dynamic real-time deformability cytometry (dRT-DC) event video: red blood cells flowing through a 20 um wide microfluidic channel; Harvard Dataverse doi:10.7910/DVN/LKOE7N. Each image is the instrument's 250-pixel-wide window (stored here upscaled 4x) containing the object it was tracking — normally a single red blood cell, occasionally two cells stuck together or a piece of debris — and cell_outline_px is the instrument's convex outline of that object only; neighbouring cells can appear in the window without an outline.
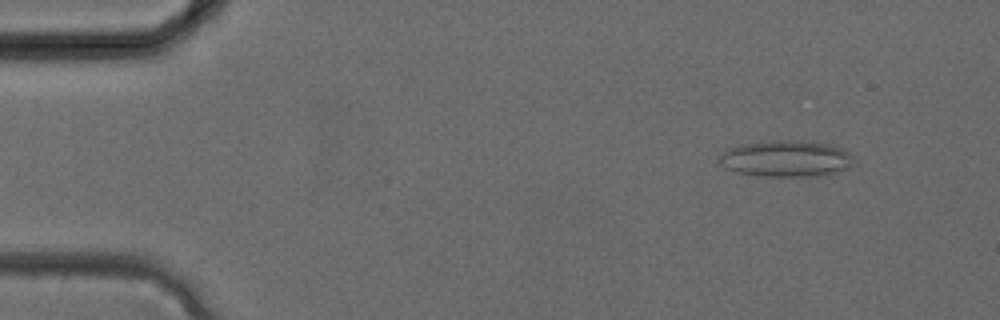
{"species": "common noctule bat (a hibernating species)", "species_latin": "Nyctalus noctula", "temperature_condition": "cold", "stored_images_in_passage": 33, "camera_frame_rate_fps": 3000, "um_per_image_px": 0.085, "animal": {"sex": "female", "body_mass_g": 24.6, "forearm_length_mm": 56.2}, "frame": {"image": 1, "passage_image": 4, "time_ms": 1.0, "image_size_px": [1000, 320], "cell_outline_px": [[852, 156], [848, 168], [820, 176], [760, 176], [736, 172], [724, 168], [716, 160], [728, 148], [740, 144], [772, 140], [792, 140], [828, 144], [840, 148], [848, 152]], "centroid_in_image_um": [66.73, 13.48], "position_along_channel_um": 18.3, "area_um2": 28.38}}
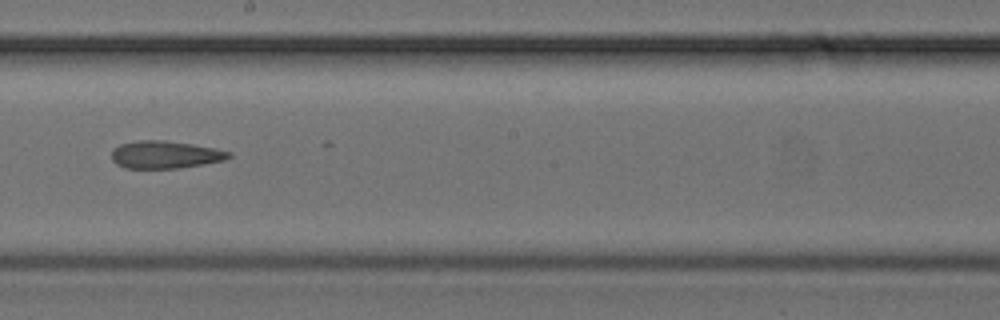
{"frame": {"image": 2, "passage_image": 19, "time_ms": 6.0, "image_size_px": [1000, 320], "cell_outline_px": [[232, 156], [224, 160], [180, 168], [124, 168], [116, 164], [112, 160], [112, 148], [120, 144], [140, 140], [164, 140], [192, 144], [232, 152]], "centroid_in_image_um": [14.01, 13.14], "position_along_channel_um": 234.2, "area_um2": 18.79}}
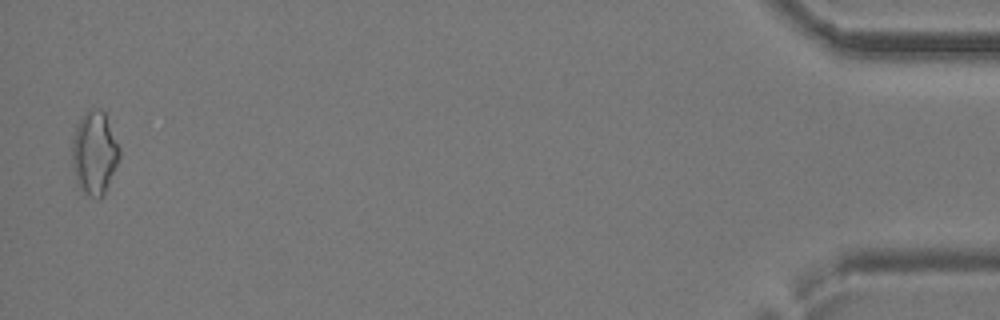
{"frame": {"image": 3, "passage_image": 33, "time_ms": 10.667, "image_size_px": [1000, 320], "cell_outline_px": [[120, 156], [104, 196], [100, 200], [96, 200], [88, 196], [76, 180], [72, 164], [72, 140], [76, 124], [84, 112], [100, 108], [104, 112], [120, 148]], "centroid_in_image_um": [8.03, 13.02], "position_along_channel_um": 427.2, "area_um2": 23.0}}